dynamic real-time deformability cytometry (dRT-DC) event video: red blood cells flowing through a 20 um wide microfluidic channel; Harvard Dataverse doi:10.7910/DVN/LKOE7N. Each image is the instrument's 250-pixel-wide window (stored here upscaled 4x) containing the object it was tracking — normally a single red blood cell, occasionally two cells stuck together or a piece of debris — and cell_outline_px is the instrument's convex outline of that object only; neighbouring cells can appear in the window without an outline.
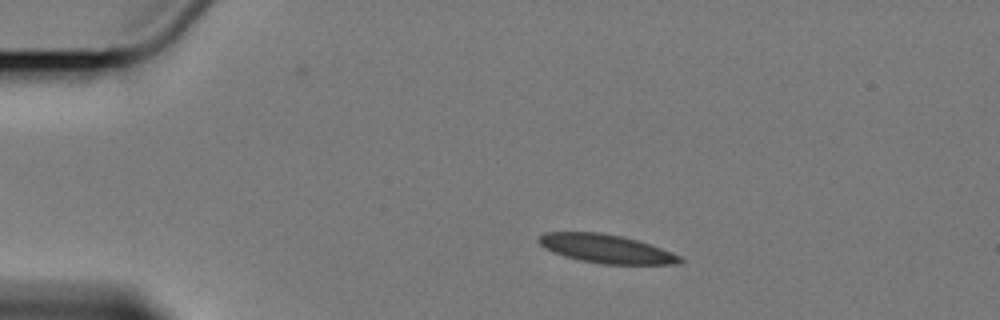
{"species": "Egyptian fruit bat (a non-hibernating species)", "species_latin": "Rousettus aegyptiacus", "temperature_condition": "cold", "stored_images_in_passage": 4, "camera_frame_rate_fps": 3000, "um_per_image_px": 0.085, "animal": {"sex": "female"}, "frame": {"image": 1, "passage_image": 2, "time_ms": 1.333, "image_size_px": [1000, 320], "cell_outline_px": [[684, 260], [680, 264], [600, 264], [580, 260], [564, 256], [552, 252], [544, 248], [536, 240], [544, 232], [600, 232], [624, 236], [660, 248], [680, 256]], "centroid_in_image_um": [51.48, 21.14], "position_along_channel_um": 33.5, "area_um2": 23.52}}
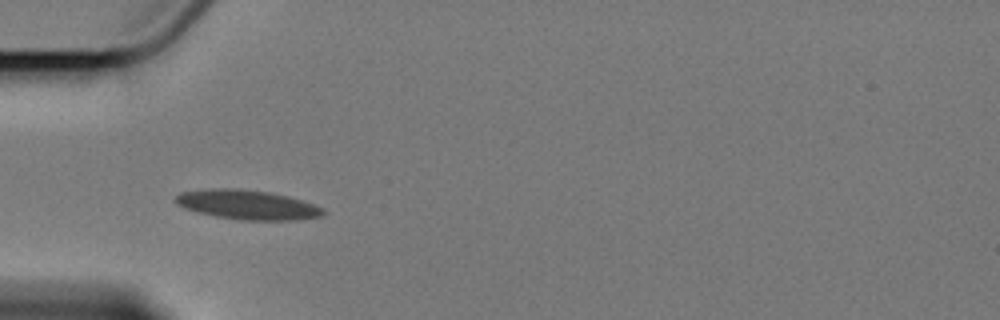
{"frame": {"image": 2, "passage_image": 4, "time_ms": 3.667, "image_size_px": [1000, 320], "cell_outline_px": [[328, 212], [324, 216], [296, 220], [240, 220], [216, 216], [184, 208], [176, 204], [172, 200], [180, 192], [212, 188], [240, 188], [268, 192], [288, 196], [324, 208]], "centroid_in_image_um": [21.03, 17.4], "position_along_channel_um": 64.0, "area_um2": 25.49}}